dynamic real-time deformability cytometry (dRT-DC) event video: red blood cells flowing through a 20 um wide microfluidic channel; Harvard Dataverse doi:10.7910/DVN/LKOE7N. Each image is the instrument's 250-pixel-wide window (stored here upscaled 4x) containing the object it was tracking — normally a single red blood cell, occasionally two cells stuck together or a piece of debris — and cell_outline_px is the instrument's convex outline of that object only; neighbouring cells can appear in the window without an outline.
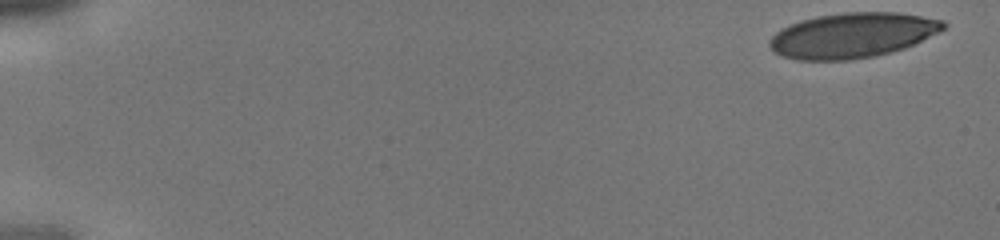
{"species": "human", "species_latin": "Homo sapiens", "temperature_condition": "cold", "stored_images_in_passage": 42, "camera_frame_rate_fps": 3000, "um_per_image_px": 0.085, "donor": {"sex": "male"}, "frame": {"image": 1, "passage_image": 1, "time_ms": 0.0, "image_size_px": [1000, 240], "cell_outline_px": [[948, 28], [940, 32], [904, 48], [892, 52], [876, 56], [848, 60], [796, 60], [784, 56], [776, 52], [768, 44], [768, 40], [780, 28], [800, 20], [816, 16], [844, 12], [900, 12], [944, 20], [948, 24]], "centroid_in_image_um": [72.49, 2.99], "position_along_channel_um": 12.5, "area_um2": 46.01}}
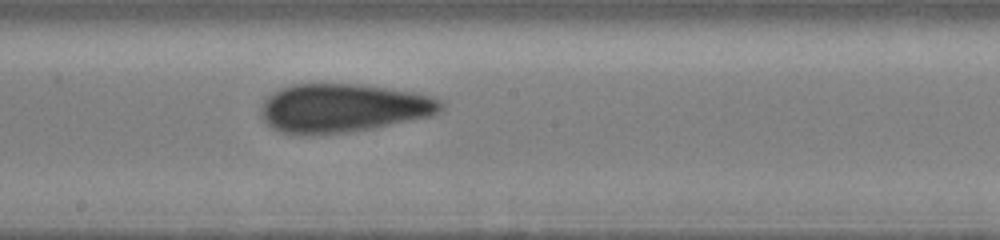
{"frame": {"image": 2, "passage_image": 24, "time_ms": 7.667, "image_size_px": [1000, 240], "cell_outline_px": [[444, 108], [440, 112], [432, 116], [372, 128], [348, 132], [308, 136], [284, 132], [272, 128], [260, 116], [260, 104], [268, 96], [280, 88], [292, 84], [356, 84], [416, 92], [432, 96], [444, 100]], "centroid_in_image_um": [29.17, 9.19], "position_along_channel_um": 219.0, "area_um2": 51.44}}
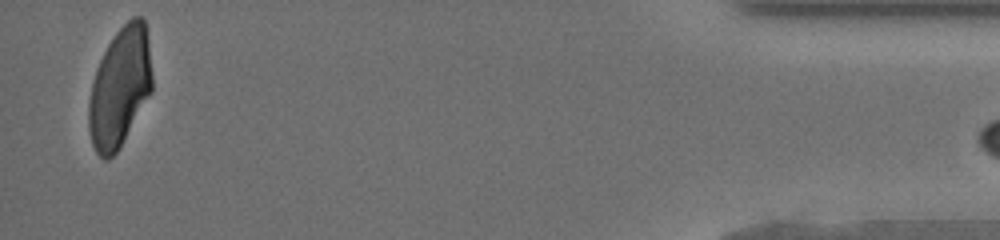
{"frame": {"image": 3, "passage_image": 41, "time_ms": 13.333, "image_size_px": [1000, 240], "cell_outline_px": [[152, 92], [116, 152], [108, 160], [104, 160], [96, 152], [92, 144], [88, 128], [88, 104], [92, 84], [96, 68], [108, 44], [116, 32], [132, 16], [140, 16], [144, 20], [148, 40], [152, 76]], "centroid_in_image_um": [10.18, 7.43], "position_along_channel_um": 425.0, "area_um2": 43.87}}